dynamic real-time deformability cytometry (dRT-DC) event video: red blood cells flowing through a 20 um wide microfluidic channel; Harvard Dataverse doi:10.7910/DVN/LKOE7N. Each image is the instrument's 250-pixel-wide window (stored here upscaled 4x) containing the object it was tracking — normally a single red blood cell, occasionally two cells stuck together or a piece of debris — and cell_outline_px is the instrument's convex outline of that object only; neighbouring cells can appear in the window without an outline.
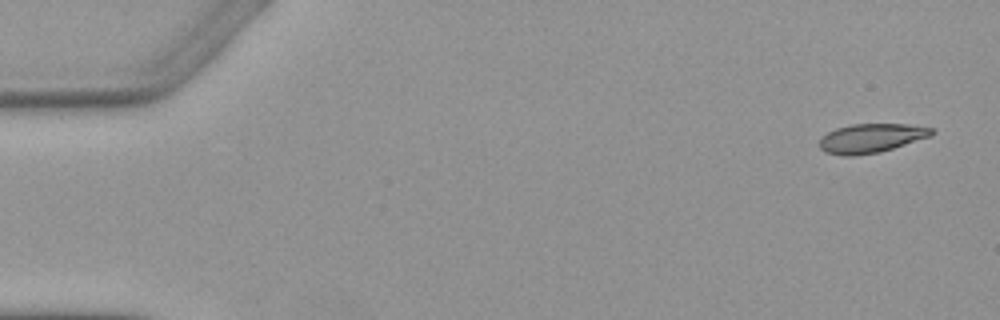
{"species": "Egyptian fruit bat (a non-hibernating species)", "species_latin": "Rousettus aegyptiacus", "temperature_condition": "warm", "stored_images_in_passage": 5, "camera_frame_rate_fps": 3000, "um_per_image_px": 0.085, "animal": {"sex": "female"}, "frame": {"image": 1, "passage_image": 1, "time_ms": 0.0, "image_size_px": [1000, 320], "cell_outline_px": [[936, 132], [932, 136], [880, 152], [852, 156], [844, 156], [824, 152], [820, 148], [820, 140], [828, 132], [836, 128], [852, 124], [904, 124], [932, 128]], "centroid_in_image_um": [74.06, 11.75], "position_along_channel_um": 10.9, "area_um2": 18.96}}
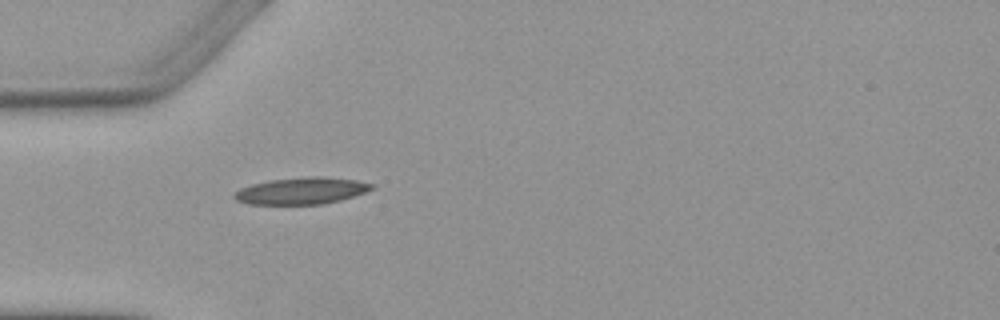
{"frame": {"image": 2, "passage_image": 5, "time_ms": 4.667, "image_size_px": [1000, 320], "cell_outline_px": [[376, 188], [340, 200], [320, 204], [248, 204], [236, 200], [232, 196], [240, 188], [252, 184], [268, 180], [308, 176], [324, 176], [356, 180], [376, 184]], "centroid_in_image_um": [25.64, 16.2], "position_along_channel_um": 59.4, "area_um2": 21.5}}